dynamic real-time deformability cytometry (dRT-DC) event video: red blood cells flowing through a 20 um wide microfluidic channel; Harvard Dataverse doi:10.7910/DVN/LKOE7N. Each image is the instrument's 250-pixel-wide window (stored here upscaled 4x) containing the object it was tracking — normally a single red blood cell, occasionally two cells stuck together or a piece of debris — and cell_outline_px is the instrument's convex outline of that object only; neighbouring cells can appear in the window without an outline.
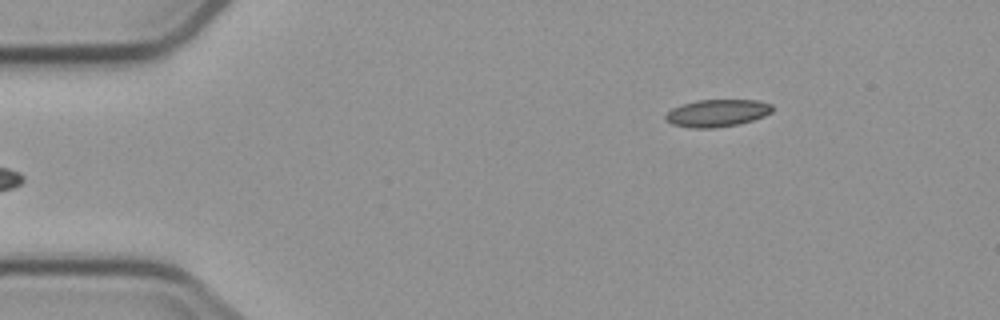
{"species": "common noctule bat (a hibernating species)", "species_latin": "Nyctalus noctula", "temperature_condition": "cold", "stored_images_in_passage": 3, "camera_frame_rate_fps": 3000, "um_per_image_px": 0.085, "animal": {"sex": "male", "body_mass_g": 23.1, "forearm_length_mm": 52.7}, "frame": {"image": 1, "passage_image": 3, "time_ms": 2.333, "image_size_px": [1000, 320], "cell_outline_px": [[772, 112], [764, 116], [740, 124], [716, 128], [692, 128], [672, 124], [664, 116], [672, 108], [680, 104], [696, 100], [756, 100], [772, 104]], "centroid_in_image_um": [60.96, 9.61], "position_along_channel_um": 24.0, "area_um2": 17.05}}